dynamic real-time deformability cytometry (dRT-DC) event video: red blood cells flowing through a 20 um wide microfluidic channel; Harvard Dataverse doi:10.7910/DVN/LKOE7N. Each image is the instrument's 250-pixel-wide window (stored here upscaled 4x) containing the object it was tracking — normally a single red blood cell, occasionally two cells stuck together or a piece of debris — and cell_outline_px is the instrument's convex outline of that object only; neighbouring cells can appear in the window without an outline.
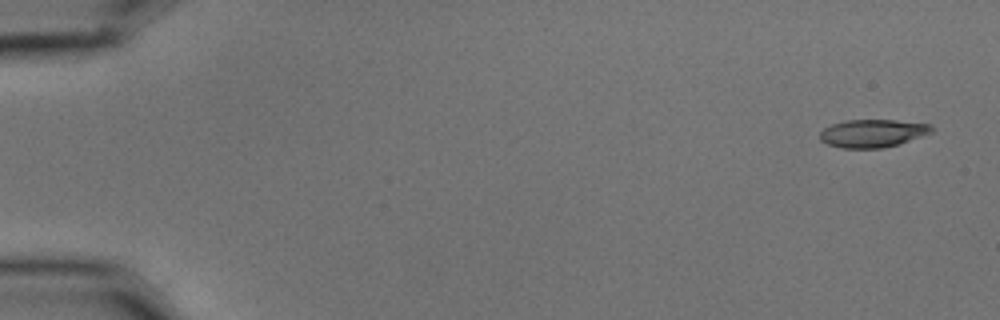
{"species": "common noctule bat (a hibernating species)", "species_latin": "Nyctalus noctula", "temperature_condition": "cold", "stored_images_in_passage": 5, "camera_frame_rate_fps": 3000, "um_per_image_px": 0.085, "animal": {"sex": "male", "body_mass_g": 15.6}, "frame": {"image": 1, "passage_image": 1, "time_ms": 0.0, "image_size_px": [1000, 320], "cell_outline_px": [[932, 132], [884, 148], [844, 148], [828, 144], [820, 140], [820, 132], [824, 128], [832, 124], [848, 120], [896, 120], [932, 124]], "centroid_in_image_um": [74.15, 11.32], "position_along_channel_um": 10.8, "area_um2": 17.92}}
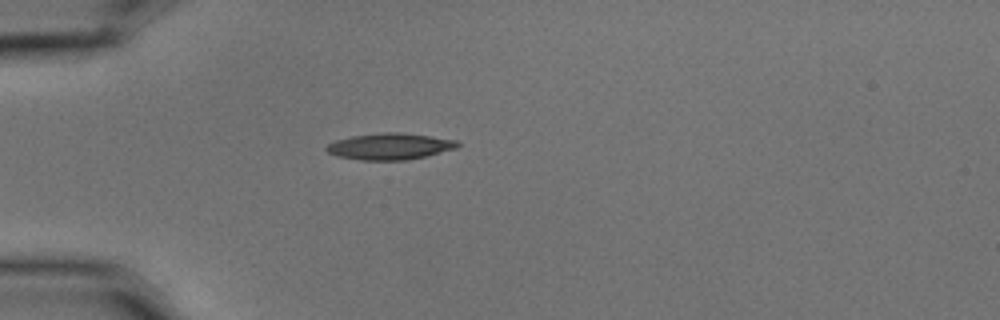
{"frame": {"image": 2, "passage_image": 5, "time_ms": 1.333, "image_size_px": [1000, 320], "cell_outline_px": [[460, 144], [456, 148], [408, 160], [360, 160], [336, 156], [328, 152], [324, 148], [328, 144], [336, 140], [352, 136], [380, 132], [400, 132], [456, 140]], "centroid_in_image_um": [33.09, 12.44], "position_along_channel_um": 51.9, "area_um2": 20.06}}